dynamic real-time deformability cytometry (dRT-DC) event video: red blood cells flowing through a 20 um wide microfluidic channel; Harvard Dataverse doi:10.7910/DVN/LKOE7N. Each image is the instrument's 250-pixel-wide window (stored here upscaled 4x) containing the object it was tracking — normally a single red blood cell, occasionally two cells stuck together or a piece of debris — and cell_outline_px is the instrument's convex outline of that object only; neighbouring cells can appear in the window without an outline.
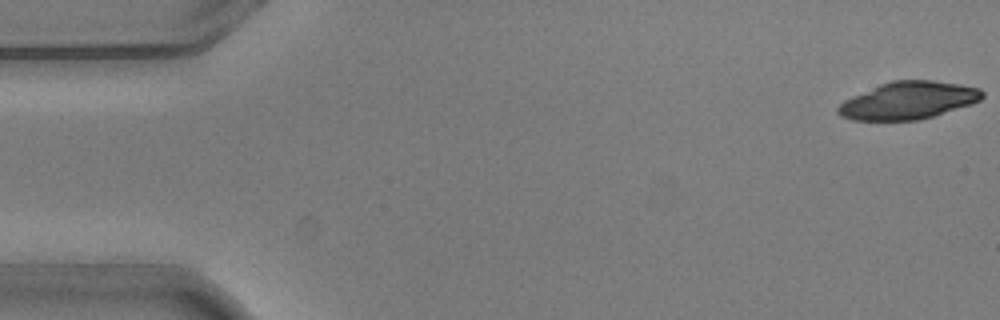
{"species": "common noctule bat (a hibernating species)", "species_latin": "Nyctalus noctula", "temperature_condition": "warm", "stored_images_in_passage": 5, "camera_frame_rate_fps": 3000, "um_per_image_px": 0.085, "animal": {"sex": "male", "body_mass_g": 20.5, "forearm_length_mm": 52.5}, "frame": {"image": 1, "passage_image": 1, "time_ms": 0.0, "image_size_px": [1000, 320], "cell_outline_px": [[984, 96], [980, 100], [972, 104], [920, 120], [852, 120], [840, 116], [836, 112], [836, 108], [844, 100], [852, 96], [880, 84], [892, 80], [932, 80], [960, 84], [980, 88], [984, 92]], "centroid_in_image_um": [77.2, 8.54], "position_along_channel_um": 7.8, "area_um2": 31.56}}